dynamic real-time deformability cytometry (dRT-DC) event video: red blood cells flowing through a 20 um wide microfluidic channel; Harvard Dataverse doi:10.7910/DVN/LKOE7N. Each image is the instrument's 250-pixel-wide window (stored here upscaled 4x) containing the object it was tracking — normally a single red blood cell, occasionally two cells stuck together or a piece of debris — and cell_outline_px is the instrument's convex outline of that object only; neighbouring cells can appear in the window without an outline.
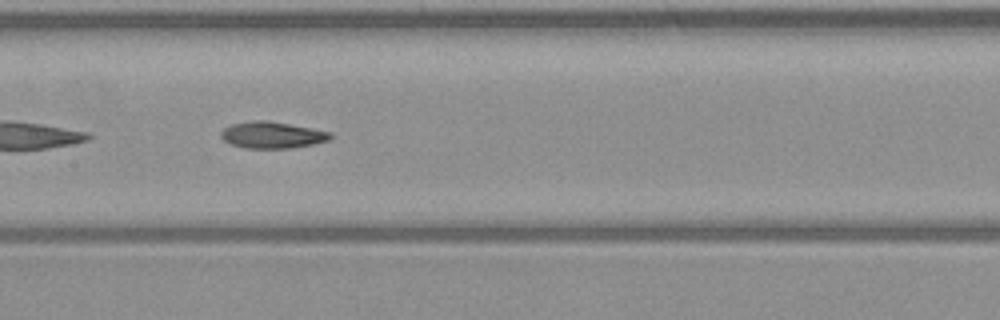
{"species": "common noctule bat (a hibernating species)", "species_latin": "Nyctalus noctula", "temperature_condition": "warm", "stored_images_in_passage": 38, "camera_frame_rate_fps": 3000, "um_per_image_px": 0.085, "animal": {"sex": "male", "body_mass_g": 23.1, "forearm_length_mm": 52.7}, "frame": {"image": 1, "passage_image": 12, "time_ms": 3.667, "image_size_px": [1000, 320], "cell_outline_px": [[332, 136], [328, 140], [312, 144], [288, 148], [244, 148], [232, 144], [224, 140], [220, 136], [220, 132], [224, 128], [232, 124], [252, 120], [268, 120], [312, 128], [332, 132]], "centroid_in_image_um": [23.12, 11.46], "position_along_channel_um": 184.3, "area_um2": 16.88}, "authors_computed_cell_mechanics": {"area_um2": 16.9643, "velocity_mm_per_s": 4.0427, "shape_relaxation_time_tau1_ms": null, "shape_relaxation_time_tau2_ms": 7.6162, "deformation_change_tau1": null, "deformation_change_tau2": 0.1749}}